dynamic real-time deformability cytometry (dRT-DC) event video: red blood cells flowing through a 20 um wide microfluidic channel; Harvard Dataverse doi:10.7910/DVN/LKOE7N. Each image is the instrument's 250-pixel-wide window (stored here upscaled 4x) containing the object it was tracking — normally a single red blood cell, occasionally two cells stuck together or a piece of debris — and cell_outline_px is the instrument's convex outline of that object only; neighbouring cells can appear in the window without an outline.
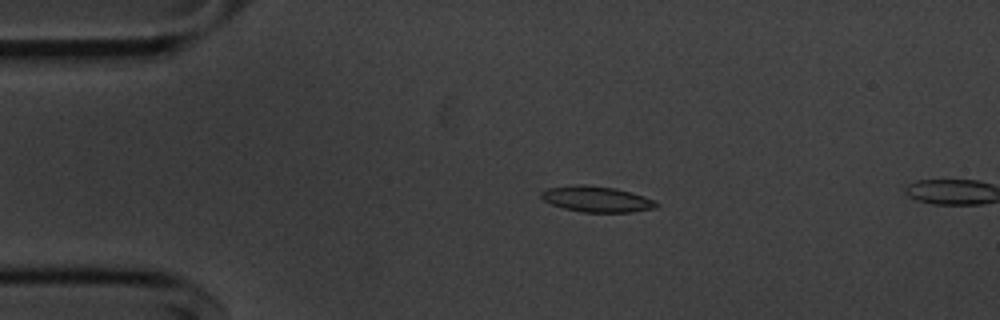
{"species": "common noctule bat (a hibernating species)", "species_latin": "Nyctalus noctula", "temperature_condition": "cold", "stored_images_in_passage": 6, "camera_frame_rate_fps": 3000, "um_per_image_px": 0.085, "animal": {"sex": "male", "body_mass_g": 20.1, "forearm_length_mm": 53.5}, "frame": {"image": 1, "passage_image": 3, "time_ms": 0.667, "image_size_px": [1000, 320], "cell_outline_px": [[660, 204], [656, 208], [632, 212], [584, 212], [564, 208], [552, 204], [544, 200], [540, 196], [540, 192], [548, 188], [572, 184], [584, 184], [616, 188], [644, 196]], "centroid_in_image_um": [50.71, 16.91], "position_along_channel_um": 34.3, "area_um2": 17.34}}